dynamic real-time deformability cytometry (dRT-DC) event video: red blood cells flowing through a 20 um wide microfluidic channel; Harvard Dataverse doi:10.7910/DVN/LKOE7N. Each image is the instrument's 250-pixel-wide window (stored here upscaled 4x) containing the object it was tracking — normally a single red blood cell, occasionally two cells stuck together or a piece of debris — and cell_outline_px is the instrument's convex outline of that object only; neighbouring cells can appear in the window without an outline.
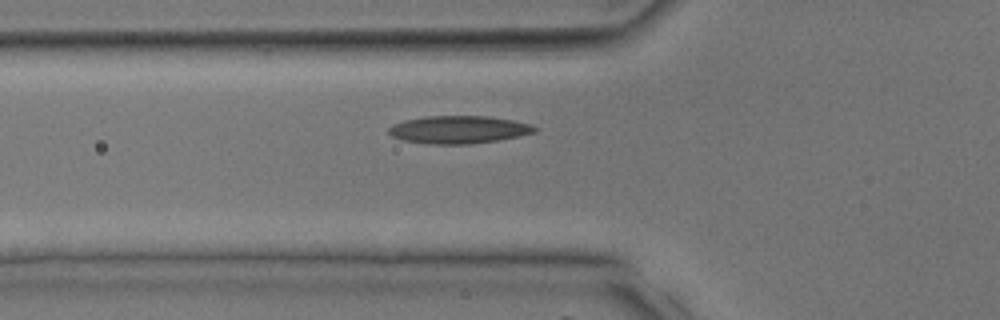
{"species": "common noctule bat (a hibernating species)", "species_latin": "Nyctalus noctula", "temperature_condition": "room temperature", "stored_images_in_passage": 29, "camera_frame_rate_fps": 3000, "um_per_image_px": 0.085, "animal": {"sex": "male", "body_mass_g": 17.9, "forearm_length_mm": 54.2}, "frame": {"image": 1, "passage_image": 7, "time_ms": 2.0, "image_size_px": [1000, 320], "cell_outline_px": [[540, 128], [536, 132], [520, 136], [496, 140], [468, 144], [428, 144], [400, 140], [392, 136], [388, 132], [388, 128], [392, 124], [404, 120], [424, 116], [488, 116], [512, 120], [528, 124]], "centroid_in_image_um": [38.95, 11.02], "position_along_channel_um": 86.8, "area_um2": 23.7}}
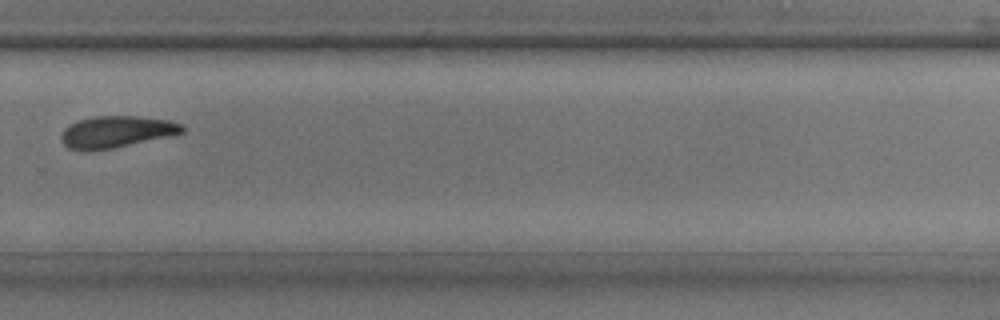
{"frame": {"image": 2, "passage_image": 20, "time_ms": 6.333, "image_size_px": [1000, 320], "cell_outline_px": [[184, 132], [112, 148], [88, 152], [68, 148], [60, 140], [60, 136], [64, 128], [76, 120], [96, 116], [136, 116], [168, 120], [180, 124], [184, 128]], "centroid_in_image_um": [9.79, 11.21], "position_along_channel_um": 320.0, "area_um2": 22.2}}
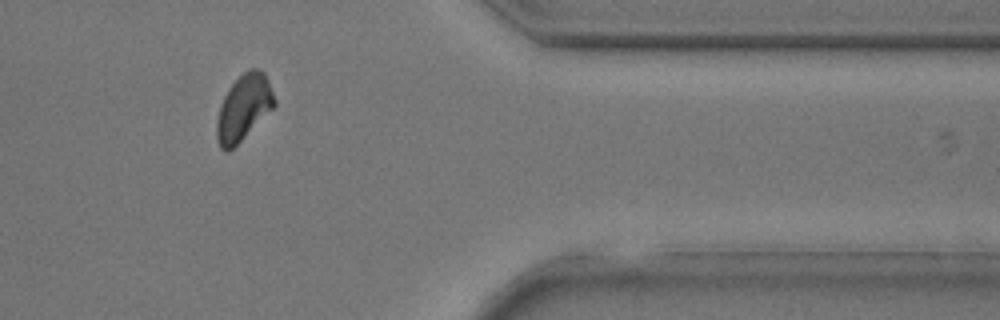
{"frame": {"image": 3, "passage_image": 25, "time_ms": 8.0, "image_size_px": [1000, 320], "cell_outline_px": [[276, 104], [228, 152], [224, 152], [220, 148], [216, 136], [216, 120], [224, 96], [228, 88], [248, 68], [260, 68], [264, 72], [268, 80], [276, 100]], "centroid_in_image_um": [20.69, 9.12], "position_along_channel_um": 390.7, "area_um2": 21.73}}